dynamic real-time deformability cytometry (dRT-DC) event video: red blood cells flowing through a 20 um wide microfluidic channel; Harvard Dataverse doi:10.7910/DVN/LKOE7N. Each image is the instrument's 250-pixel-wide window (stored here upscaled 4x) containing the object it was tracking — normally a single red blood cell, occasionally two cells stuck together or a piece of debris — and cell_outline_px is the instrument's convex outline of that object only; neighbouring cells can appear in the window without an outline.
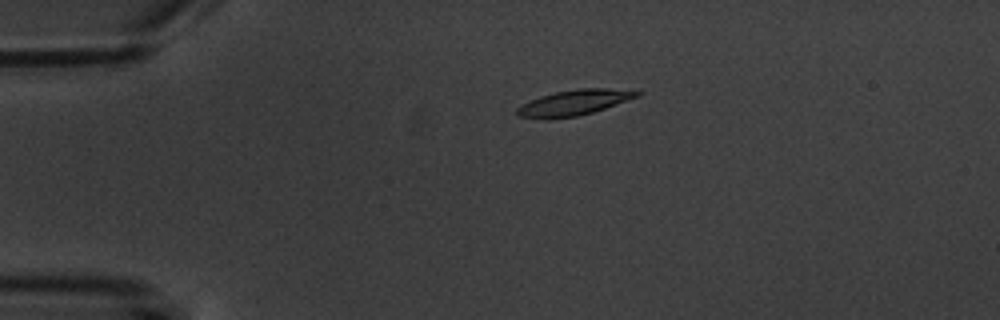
{"species": "common noctule bat (a hibernating species)", "species_latin": "Nyctalus noctula", "temperature_condition": "warm", "stored_images_in_passage": 5, "camera_frame_rate_fps": 3000, "um_per_image_px": 0.085, "animal": {"sex": "male", "body_mass_g": 20.1, "forearm_length_mm": 53.5}, "frame": {"image": 1, "passage_image": 3, "time_ms": 2.333, "image_size_px": [1000, 320], "cell_outline_px": [[644, 92], [640, 96], [592, 112], [576, 116], [548, 120], [544, 120], [516, 116], [516, 108], [540, 96], [556, 92], [580, 88], [608, 88]], "centroid_in_image_um": [48.76, 8.74], "position_along_channel_um": 36.2, "area_um2": 17.8}}
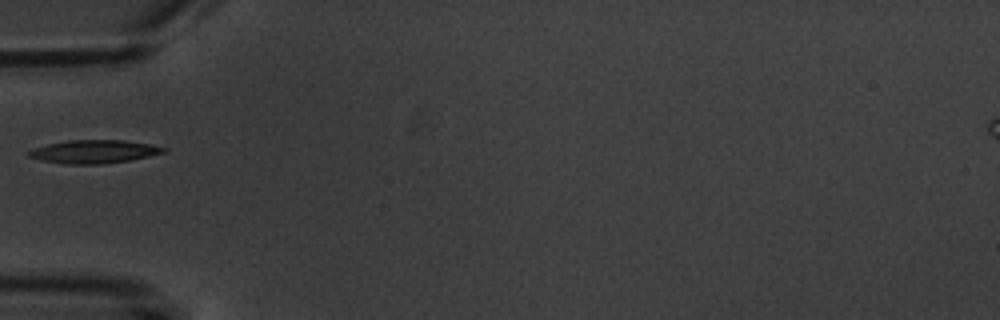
{"frame": {"image": 2, "passage_image": 5, "time_ms": 4.667, "image_size_px": [1000, 320], "cell_outline_px": [[168, 148], [164, 152], [148, 156], [128, 160], [100, 164], [68, 164], [44, 160], [28, 156], [24, 152], [48, 144], [72, 140], [124, 140], [148, 144]], "centroid_in_image_um": [7.98, 12.88], "position_along_channel_um": 77.0, "area_um2": 17.86}}